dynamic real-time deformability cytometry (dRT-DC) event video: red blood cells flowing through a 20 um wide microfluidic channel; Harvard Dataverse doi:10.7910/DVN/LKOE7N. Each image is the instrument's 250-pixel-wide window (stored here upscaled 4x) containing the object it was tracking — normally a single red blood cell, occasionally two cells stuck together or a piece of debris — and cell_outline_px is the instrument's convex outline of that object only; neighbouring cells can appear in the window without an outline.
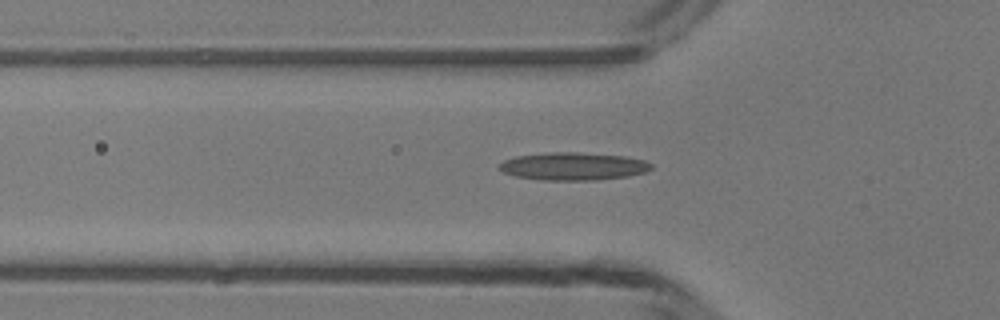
{"species": "common noctule bat (a hibernating species)", "species_latin": "Nyctalus noctula", "temperature_condition": "room temperature", "stored_images_in_passage": 44, "camera_frame_rate_fps": 3000, "um_per_image_px": 0.085, "animal": {"sex": "male", "body_mass_g": 13.3}, "frame": {"image": 1, "passage_image": 17, "time_ms": 5.333, "image_size_px": [1000, 320], "cell_outline_px": [[652, 168], [644, 172], [628, 176], [596, 180], [540, 180], [516, 176], [504, 172], [496, 168], [504, 160], [516, 156], [552, 152], [576, 152], [624, 156], [644, 160], [652, 164]], "centroid_in_image_um": [48.71, 14.14], "position_along_channel_um": 77.1, "area_um2": 24.51}}
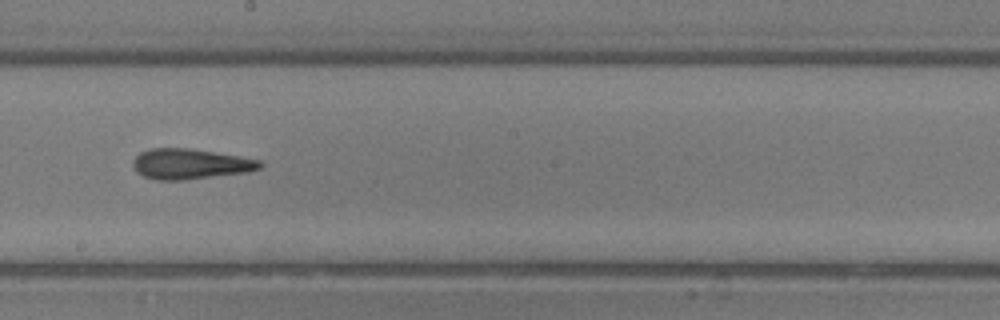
{"frame": {"image": 2, "passage_image": 28, "time_ms": 9.0, "image_size_px": [1000, 320], "cell_outline_px": [[264, 164], [260, 168], [248, 172], [184, 180], [156, 180], [144, 176], [136, 172], [132, 164], [132, 160], [140, 152], [152, 148], [188, 148], [240, 156], [260, 160]], "centroid_in_image_um": [16.16, 13.94], "position_along_channel_um": 232.0, "area_um2": 22.54}}
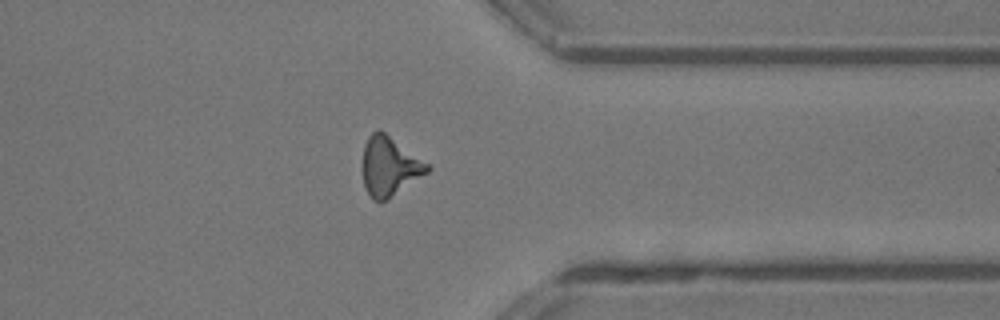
{"frame": {"image": 3, "passage_image": 39, "time_ms": 12.667, "image_size_px": [1000, 320], "cell_outline_px": [[432, 168], [428, 172], [388, 200], [372, 200], [364, 184], [364, 144], [368, 136], [376, 128], [380, 128], [432, 164]], "centroid_in_image_um": [33.17, 14.09], "position_along_channel_um": 378.2, "area_um2": 22.66}}